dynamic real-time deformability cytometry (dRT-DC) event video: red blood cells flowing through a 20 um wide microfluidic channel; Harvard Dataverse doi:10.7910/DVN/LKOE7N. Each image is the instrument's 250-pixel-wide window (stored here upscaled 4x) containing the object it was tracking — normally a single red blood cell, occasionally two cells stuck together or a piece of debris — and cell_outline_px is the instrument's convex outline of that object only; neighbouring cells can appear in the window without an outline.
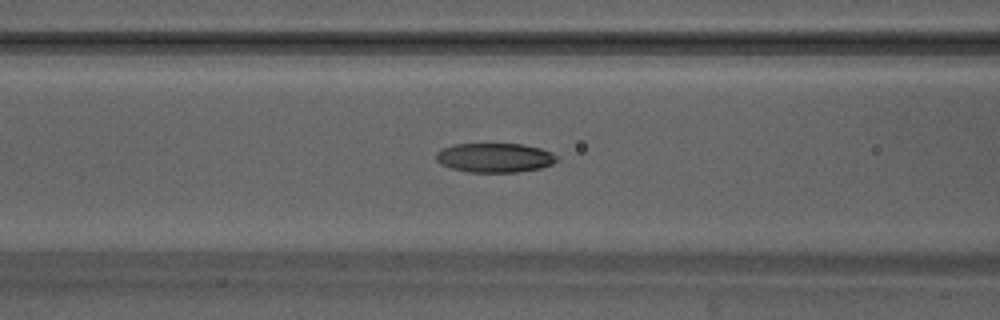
{"species": "Egyptian fruit bat (a non-hibernating species)", "species_latin": "Rousettus aegyptiacus", "temperature_condition": "warm", "stored_images_in_passage": 47, "camera_frame_rate_fps": 3000, "um_per_image_px": 0.085, "animal": {"sex": "male"}, "frame": {"image": 1, "passage_image": 21, "time_ms": 6.667, "image_size_px": [1000, 320], "cell_outline_px": [[560, 160], [552, 164], [540, 168], [520, 172], [468, 172], [452, 168], [440, 164], [436, 160], [436, 152], [452, 144], [520, 144], [540, 148], [552, 152], [560, 156]], "centroid_in_image_um": [42.09, 13.41], "position_along_channel_um": 124.5, "area_um2": 20.81}}
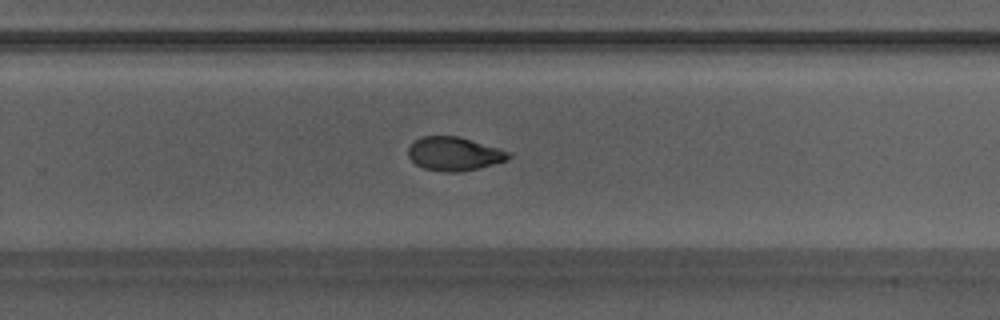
{"frame": {"image": 2, "passage_image": 33, "time_ms": 10.667, "image_size_px": [1000, 320], "cell_outline_px": [[512, 156], [508, 160], [480, 168], [460, 172], [444, 172], [424, 168], [416, 164], [408, 156], [408, 148], [420, 136], [460, 136], [512, 152]], "centroid_in_image_um": [38.65, 13.07], "position_along_channel_um": 291.2, "area_um2": 19.88}}
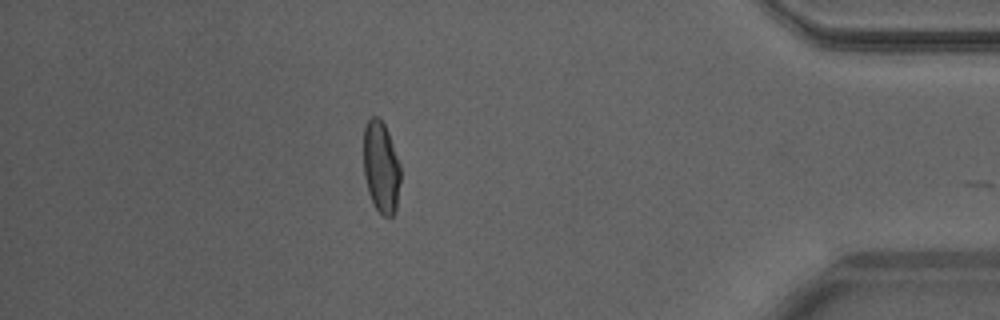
{"frame": {"image": 3, "passage_image": 44, "time_ms": 14.333, "image_size_px": [1000, 320], "cell_outline_px": [[400, 180], [396, 212], [392, 216], [384, 216], [372, 204], [368, 192], [364, 176], [364, 128], [368, 120], [372, 116], [376, 116], [384, 124], [388, 132], [400, 164]], "centroid_in_image_um": [32.39, 14.24], "position_along_channel_um": 402.8, "area_um2": 19.77}, "authors_computed_cell_mechanics": {"area_um2": 20.8658, "velocity_mm_per_s": 4.1768, "shape_relaxation_time_tau1_ms": 5.4819, "shape_relaxation_time_tau2_ms": 2.8689, "deformation_change_tau1": 0.1785, "deformation_change_tau2": 0.0776}}